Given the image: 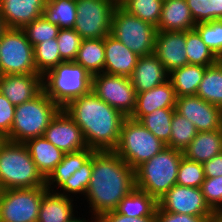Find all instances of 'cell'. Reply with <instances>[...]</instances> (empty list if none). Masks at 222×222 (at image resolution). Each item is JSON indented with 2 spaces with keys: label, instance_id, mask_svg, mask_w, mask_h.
I'll list each match as a JSON object with an SVG mask.
<instances>
[{
  "label": "cell",
  "instance_id": "5",
  "mask_svg": "<svg viewBox=\"0 0 222 222\" xmlns=\"http://www.w3.org/2000/svg\"><path fill=\"white\" fill-rule=\"evenodd\" d=\"M183 152L164 148L135 169V187L147 192L157 201L176 185Z\"/></svg>",
  "mask_w": 222,
  "mask_h": 222
},
{
  "label": "cell",
  "instance_id": "9",
  "mask_svg": "<svg viewBox=\"0 0 222 222\" xmlns=\"http://www.w3.org/2000/svg\"><path fill=\"white\" fill-rule=\"evenodd\" d=\"M39 74L34 47L22 29L8 28L0 37V75Z\"/></svg>",
  "mask_w": 222,
  "mask_h": 222
},
{
  "label": "cell",
  "instance_id": "11",
  "mask_svg": "<svg viewBox=\"0 0 222 222\" xmlns=\"http://www.w3.org/2000/svg\"><path fill=\"white\" fill-rule=\"evenodd\" d=\"M77 17L73 29L82 39L104 38L111 34L114 0H76Z\"/></svg>",
  "mask_w": 222,
  "mask_h": 222
},
{
  "label": "cell",
  "instance_id": "31",
  "mask_svg": "<svg viewBox=\"0 0 222 222\" xmlns=\"http://www.w3.org/2000/svg\"><path fill=\"white\" fill-rule=\"evenodd\" d=\"M43 16L60 29L73 28L76 23V0H48Z\"/></svg>",
  "mask_w": 222,
  "mask_h": 222
},
{
  "label": "cell",
  "instance_id": "41",
  "mask_svg": "<svg viewBox=\"0 0 222 222\" xmlns=\"http://www.w3.org/2000/svg\"><path fill=\"white\" fill-rule=\"evenodd\" d=\"M194 29L216 56L222 54V20L197 23Z\"/></svg>",
  "mask_w": 222,
  "mask_h": 222
},
{
  "label": "cell",
  "instance_id": "43",
  "mask_svg": "<svg viewBox=\"0 0 222 222\" xmlns=\"http://www.w3.org/2000/svg\"><path fill=\"white\" fill-rule=\"evenodd\" d=\"M200 189L206 204L214 213L222 208V176L205 177Z\"/></svg>",
  "mask_w": 222,
  "mask_h": 222
},
{
  "label": "cell",
  "instance_id": "37",
  "mask_svg": "<svg viewBox=\"0 0 222 222\" xmlns=\"http://www.w3.org/2000/svg\"><path fill=\"white\" fill-rule=\"evenodd\" d=\"M163 0H130L122 8L155 27L159 24Z\"/></svg>",
  "mask_w": 222,
  "mask_h": 222
},
{
  "label": "cell",
  "instance_id": "36",
  "mask_svg": "<svg viewBox=\"0 0 222 222\" xmlns=\"http://www.w3.org/2000/svg\"><path fill=\"white\" fill-rule=\"evenodd\" d=\"M171 129L170 141L166 146L182 152L197 134L195 125L176 111L172 117Z\"/></svg>",
  "mask_w": 222,
  "mask_h": 222
},
{
  "label": "cell",
  "instance_id": "47",
  "mask_svg": "<svg viewBox=\"0 0 222 222\" xmlns=\"http://www.w3.org/2000/svg\"><path fill=\"white\" fill-rule=\"evenodd\" d=\"M205 177L222 176V152L203 163Z\"/></svg>",
  "mask_w": 222,
  "mask_h": 222
},
{
  "label": "cell",
  "instance_id": "29",
  "mask_svg": "<svg viewBox=\"0 0 222 222\" xmlns=\"http://www.w3.org/2000/svg\"><path fill=\"white\" fill-rule=\"evenodd\" d=\"M158 201L138 188H134L120 202L116 211L130 217L155 216Z\"/></svg>",
  "mask_w": 222,
  "mask_h": 222
},
{
  "label": "cell",
  "instance_id": "34",
  "mask_svg": "<svg viewBox=\"0 0 222 222\" xmlns=\"http://www.w3.org/2000/svg\"><path fill=\"white\" fill-rule=\"evenodd\" d=\"M92 155L82 167L72 174L69 179L56 191L79 202L84 198L92 175ZM79 196V197H78ZM76 197V198H75ZM82 197V198H80Z\"/></svg>",
  "mask_w": 222,
  "mask_h": 222
},
{
  "label": "cell",
  "instance_id": "28",
  "mask_svg": "<svg viewBox=\"0 0 222 222\" xmlns=\"http://www.w3.org/2000/svg\"><path fill=\"white\" fill-rule=\"evenodd\" d=\"M75 63L81 65L92 76L104 72V38L82 39Z\"/></svg>",
  "mask_w": 222,
  "mask_h": 222
},
{
  "label": "cell",
  "instance_id": "14",
  "mask_svg": "<svg viewBox=\"0 0 222 222\" xmlns=\"http://www.w3.org/2000/svg\"><path fill=\"white\" fill-rule=\"evenodd\" d=\"M175 110L191 121L197 132L222 129V108L196 95L177 97Z\"/></svg>",
  "mask_w": 222,
  "mask_h": 222
},
{
  "label": "cell",
  "instance_id": "21",
  "mask_svg": "<svg viewBox=\"0 0 222 222\" xmlns=\"http://www.w3.org/2000/svg\"><path fill=\"white\" fill-rule=\"evenodd\" d=\"M176 98L175 90L168 80L151 90L136 94V106L130 118L139 121L157 109H175Z\"/></svg>",
  "mask_w": 222,
  "mask_h": 222
},
{
  "label": "cell",
  "instance_id": "4",
  "mask_svg": "<svg viewBox=\"0 0 222 222\" xmlns=\"http://www.w3.org/2000/svg\"><path fill=\"white\" fill-rule=\"evenodd\" d=\"M61 109L43 89L32 100L16 105L13 125L6 140L25 143L29 139L42 137Z\"/></svg>",
  "mask_w": 222,
  "mask_h": 222
},
{
  "label": "cell",
  "instance_id": "42",
  "mask_svg": "<svg viewBox=\"0 0 222 222\" xmlns=\"http://www.w3.org/2000/svg\"><path fill=\"white\" fill-rule=\"evenodd\" d=\"M59 54L63 62H74L80 48L82 38L73 29H60L57 36Z\"/></svg>",
  "mask_w": 222,
  "mask_h": 222
},
{
  "label": "cell",
  "instance_id": "24",
  "mask_svg": "<svg viewBox=\"0 0 222 222\" xmlns=\"http://www.w3.org/2000/svg\"><path fill=\"white\" fill-rule=\"evenodd\" d=\"M37 170L46 179L62 161L64 152L42 137L32 138L25 143Z\"/></svg>",
  "mask_w": 222,
  "mask_h": 222
},
{
  "label": "cell",
  "instance_id": "51",
  "mask_svg": "<svg viewBox=\"0 0 222 222\" xmlns=\"http://www.w3.org/2000/svg\"><path fill=\"white\" fill-rule=\"evenodd\" d=\"M130 0H114L116 7H123Z\"/></svg>",
  "mask_w": 222,
  "mask_h": 222
},
{
  "label": "cell",
  "instance_id": "32",
  "mask_svg": "<svg viewBox=\"0 0 222 222\" xmlns=\"http://www.w3.org/2000/svg\"><path fill=\"white\" fill-rule=\"evenodd\" d=\"M186 55L188 64L212 66L217 63V56L203 42L195 29L186 31Z\"/></svg>",
  "mask_w": 222,
  "mask_h": 222
},
{
  "label": "cell",
  "instance_id": "19",
  "mask_svg": "<svg viewBox=\"0 0 222 222\" xmlns=\"http://www.w3.org/2000/svg\"><path fill=\"white\" fill-rule=\"evenodd\" d=\"M104 46L105 65L103 73L130 77L140 56L111 34L104 37Z\"/></svg>",
  "mask_w": 222,
  "mask_h": 222
},
{
  "label": "cell",
  "instance_id": "16",
  "mask_svg": "<svg viewBox=\"0 0 222 222\" xmlns=\"http://www.w3.org/2000/svg\"><path fill=\"white\" fill-rule=\"evenodd\" d=\"M185 45L186 31L157 32L154 54L168 73L188 64Z\"/></svg>",
  "mask_w": 222,
  "mask_h": 222
},
{
  "label": "cell",
  "instance_id": "38",
  "mask_svg": "<svg viewBox=\"0 0 222 222\" xmlns=\"http://www.w3.org/2000/svg\"><path fill=\"white\" fill-rule=\"evenodd\" d=\"M194 22L222 20V0H186Z\"/></svg>",
  "mask_w": 222,
  "mask_h": 222
},
{
  "label": "cell",
  "instance_id": "49",
  "mask_svg": "<svg viewBox=\"0 0 222 222\" xmlns=\"http://www.w3.org/2000/svg\"><path fill=\"white\" fill-rule=\"evenodd\" d=\"M7 29L8 28H7V26H6L5 22H4L2 14L0 12V37Z\"/></svg>",
  "mask_w": 222,
  "mask_h": 222
},
{
  "label": "cell",
  "instance_id": "6",
  "mask_svg": "<svg viewBox=\"0 0 222 222\" xmlns=\"http://www.w3.org/2000/svg\"><path fill=\"white\" fill-rule=\"evenodd\" d=\"M166 147V144L139 121L126 117L122 123L119 141L114 152L135 170Z\"/></svg>",
  "mask_w": 222,
  "mask_h": 222
},
{
  "label": "cell",
  "instance_id": "52",
  "mask_svg": "<svg viewBox=\"0 0 222 222\" xmlns=\"http://www.w3.org/2000/svg\"><path fill=\"white\" fill-rule=\"evenodd\" d=\"M217 63L219 64V66L222 68V54L217 56Z\"/></svg>",
  "mask_w": 222,
  "mask_h": 222
},
{
  "label": "cell",
  "instance_id": "3",
  "mask_svg": "<svg viewBox=\"0 0 222 222\" xmlns=\"http://www.w3.org/2000/svg\"><path fill=\"white\" fill-rule=\"evenodd\" d=\"M45 186L24 143L0 141V190Z\"/></svg>",
  "mask_w": 222,
  "mask_h": 222
},
{
  "label": "cell",
  "instance_id": "39",
  "mask_svg": "<svg viewBox=\"0 0 222 222\" xmlns=\"http://www.w3.org/2000/svg\"><path fill=\"white\" fill-rule=\"evenodd\" d=\"M22 30L25 32L28 41L35 47L43 41L57 38L60 28L41 16L27 24Z\"/></svg>",
  "mask_w": 222,
  "mask_h": 222
},
{
  "label": "cell",
  "instance_id": "45",
  "mask_svg": "<svg viewBox=\"0 0 222 222\" xmlns=\"http://www.w3.org/2000/svg\"><path fill=\"white\" fill-rule=\"evenodd\" d=\"M156 222H213L208 216H194L180 213H170L157 206Z\"/></svg>",
  "mask_w": 222,
  "mask_h": 222
},
{
  "label": "cell",
  "instance_id": "27",
  "mask_svg": "<svg viewBox=\"0 0 222 222\" xmlns=\"http://www.w3.org/2000/svg\"><path fill=\"white\" fill-rule=\"evenodd\" d=\"M206 66L187 64L169 73L168 80L175 90L176 97L196 95Z\"/></svg>",
  "mask_w": 222,
  "mask_h": 222
},
{
  "label": "cell",
  "instance_id": "17",
  "mask_svg": "<svg viewBox=\"0 0 222 222\" xmlns=\"http://www.w3.org/2000/svg\"><path fill=\"white\" fill-rule=\"evenodd\" d=\"M43 89L40 74L0 75V93L15 106L32 100Z\"/></svg>",
  "mask_w": 222,
  "mask_h": 222
},
{
  "label": "cell",
  "instance_id": "13",
  "mask_svg": "<svg viewBox=\"0 0 222 222\" xmlns=\"http://www.w3.org/2000/svg\"><path fill=\"white\" fill-rule=\"evenodd\" d=\"M158 206L170 213L208 216L215 221V213L206 204L200 188L176 184L158 200Z\"/></svg>",
  "mask_w": 222,
  "mask_h": 222
},
{
  "label": "cell",
  "instance_id": "23",
  "mask_svg": "<svg viewBox=\"0 0 222 222\" xmlns=\"http://www.w3.org/2000/svg\"><path fill=\"white\" fill-rule=\"evenodd\" d=\"M195 25L186 0H163L157 32L189 31Z\"/></svg>",
  "mask_w": 222,
  "mask_h": 222
},
{
  "label": "cell",
  "instance_id": "46",
  "mask_svg": "<svg viewBox=\"0 0 222 222\" xmlns=\"http://www.w3.org/2000/svg\"><path fill=\"white\" fill-rule=\"evenodd\" d=\"M97 222H156L155 216L130 217L119 214L116 210L102 214Z\"/></svg>",
  "mask_w": 222,
  "mask_h": 222
},
{
  "label": "cell",
  "instance_id": "15",
  "mask_svg": "<svg viewBox=\"0 0 222 222\" xmlns=\"http://www.w3.org/2000/svg\"><path fill=\"white\" fill-rule=\"evenodd\" d=\"M43 137L64 153L88 148L80 127L63 109L51 120Z\"/></svg>",
  "mask_w": 222,
  "mask_h": 222
},
{
  "label": "cell",
  "instance_id": "2",
  "mask_svg": "<svg viewBox=\"0 0 222 222\" xmlns=\"http://www.w3.org/2000/svg\"><path fill=\"white\" fill-rule=\"evenodd\" d=\"M80 127L85 143L94 151H114L126 118L92 91L62 108Z\"/></svg>",
  "mask_w": 222,
  "mask_h": 222
},
{
  "label": "cell",
  "instance_id": "35",
  "mask_svg": "<svg viewBox=\"0 0 222 222\" xmlns=\"http://www.w3.org/2000/svg\"><path fill=\"white\" fill-rule=\"evenodd\" d=\"M34 62L37 72L43 77L63 63L56 38L43 41L34 47Z\"/></svg>",
  "mask_w": 222,
  "mask_h": 222
},
{
  "label": "cell",
  "instance_id": "22",
  "mask_svg": "<svg viewBox=\"0 0 222 222\" xmlns=\"http://www.w3.org/2000/svg\"><path fill=\"white\" fill-rule=\"evenodd\" d=\"M76 201L74 198L47 190L40 203L37 222H67L81 209V206L77 205L79 201Z\"/></svg>",
  "mask_w": 222,
  "mask_h": 222
},
{
  "label": "cell",
  "instance_id": "40",
  "mask_svg": "<svg viewBox=\"0 0 222 222\" xmlns=\"http://www.w3.org/2000/svg\"><path fill=\"white\" fill-rule=\"evenodd\" d=\"M204 180L203 164L189 160L183 156L180 161L176 184L200 188Z\"/></svg>",
  "mask_w": 222,
  "mask_h": 222
},
{
  "label": "cell",
  "instance_id": "44",
  "mask_svg": "<svg viewBox=\"0 0 222 222\" xmlns=\"http://www.w3.org/2000/svg\"><path fill=\"white\" fill-rule=\"evenodd\" d=\"M15 105L0 93V138L6 139L10 135L13 125Z\"/></svg>",
  "mask_w": 222,
  "mask_h": 222
},
{
  "label": "cell",
  "instance_id": "18",
  "mask_svg": "<svg viewBox=\"0 0 222 222\" xmlns=\"http://www.w3.org/2000/svg\"><path fill=\"white\" fill-rule=\"evenodd\" d=\"M48 0H0V12L7 28L23 29L44 14Z\"/></svg>",
  "mask_w": 222,
  "mask_h": 222
},
{
  "label": "cell",
  "instance_id": "25",
  "mask_svg": "<svg viewBox=\"0 0 222 222\" xmlns=\"http://www.w3.org/2000/svg\"><path fill=\"white\" fill-rule=\"evenodd\" d=\"M222 152V129L197 132L196 137L184 150V156L192 161L204 163Z\"/></svg>",
  "mask_w": 222,
  "mask_h": 222
},
{
  "label": "cell",
  "instance_id": "30",
  "mask_svg": "<svg viewBox=\"0 0 222 222\" xmlns=\"http://www.w3.org/2000/svg\"><path fill=\"white\" fill-rule=\"evenodd\" d=\"M196 96L222 108V68L218 63L206 67Z\"/></svg>",
  "mask_w": 222,
  "mask_h": 222
},
{
  "label": "cell",
  "instance_id": "33",
  "mask_svg": "<svg viewBox=\"0 0 222 222\" xmlns=\"http://www.w3.org/2000/svg\"><path fill=\"white\" fill-rule=\"evenodd\" d=\"M175 109H157L144 115L139 122L164 144H168L171 136V123Z\"/></svg>",
  "mask_w": 222,
  "mask_h": 222
},
{
  "label": "cell",
  "instance_id": "50",
  "mask_svg": "<svg viewBox=\"0 0 222 222\" xmlns=\"http://www.w3.org/2000/svg\"><path fill=\"white\" fill-rule=\"evenodd\" d=\"M214 222H222V208L215 213Z\"/></svg>",
  "mask_w": 222,
  "mask_h": 222
},
{
  "label": "cell",
  "instance_id": "48",
  "mask_svg": "<svg viewBox=\"0 0 222 222\" xmlns=\"http://www.w3.org/2000/svg\"><path fill=\"white\" fill-rule=\"evenodd\" d=\"M83 211V213H81V212H79V215H78V213H77V215H75V216H73L70 220H68L67 222H97V218H95L93 215H91V214H88L87 215V213H86V211H85V214H84V209L82 210ZM81 213V214H80ZM83 214H84V216H83ZM82 215V217H80ZM88 217V216H90V217H88L87 219H86V217ZM84 217V218H83ZM91 219V220H90Z\"/></svg>",
  "mask_w": 222,
  "mask_h": 222
},
{
  "label": "cell",
  "instance_id": "20",
  "mask_svg": "<svg viewBox=\"0 0 222 222\" xmlns=\"http://www.w3.org/2000/svg\"><path fill=\"white\" fill-rule=\"evenodd\" d=\"M169 73L155 54L140 56L130 80L136 94L151 90L168 81Z\"/></svg>",
  "mask_w": 222,
  "mask_h": 222
},
{
  "label": "cell",
  "instance_id": "7",
  "mask_svg": "<svg viewBox=\"0 0 222 222\" xmlns=\"http://www.w3.org/2000/svg\"><path fill=\"white\" fill-rule=\"evenodd\" d=\"M92 75L75 62H63L43 77L47 95L61 108L91 91Z\"/></svg>",
  "mask_w": 222,
  "mask_h": 222
},
{
  "label": "cell",
  "instance_id": "10",
  "mask_svg": "<svg viewBox=\"0 0 222 222\" xmlns=\"http://www.w3.org/2000/svg\"><path fill=\"white\" fill-rule=\"evenodd\" d=\"M46 186L0 190V222H37Z\"/></svg>",
  "mask_w": 222,
  "mask_h": 222
},
{
  "label": "cell",
  "instance_id": "8",
  "mask_svg": "<svg viewBox=\"0 0 222 222\" xmlns=\"http://www.w3.org/2000/svg\"><path fill=\"white\" fill-rule=\"evenodd\" d=\"M157 28L129 14L122 7H116L111 24V35L138 56L154 54Z\"/></svg>",
  "mask_w": 222,
  "mask_h": 222
},
{
  "label": "cell",
  "instance_id": "1",
  "mask_svg": "<svg viewBox=\"0 0 222 222\" xmlns=\"http://www.w3.org/2000/svg\"><path fill=\"white\" fill-rule=\"evenodd\" d=\"M92 175L81 203L89 214L99 218L115 211L119 202L135 188V170L114 151H94ZM86 200V201H85Z\"/></svg>",
  "mask_w": 222,
  "mask_h": 222
},
{
  "label": "cell",
  "instance_id": "26",
  "mask_svg": "<svg viewBox=\"0 0 222 222\" xmlns=\"http://www.w3.org/2000/svg\"><path fill=\"white\" fill-rule=\"evenodd\" d=\"M93 152V149L86 148L74 153H65L62 161L45 179L46 188L56 192L72 174L82 167V165L91 157Z\"/></svg>",
  "mask_w": 222,
  "mask_h": 222
},
{
  "label": "cell",
  "instance_id": "12",
  "mask_svg": "<svg viewBox=\"0 0 222 222\" xmlns=\"http://www.w3.org/2000/svg\"><path fill=\"white\" fill-rule=\"evenodd\" d=\"M91 91L108 105L130 117L136 106V92L130 77L99 73L92 76Z\"/></svg>",
  "mask_w": 222,
  "mask_h": 222
}]
</instances>
